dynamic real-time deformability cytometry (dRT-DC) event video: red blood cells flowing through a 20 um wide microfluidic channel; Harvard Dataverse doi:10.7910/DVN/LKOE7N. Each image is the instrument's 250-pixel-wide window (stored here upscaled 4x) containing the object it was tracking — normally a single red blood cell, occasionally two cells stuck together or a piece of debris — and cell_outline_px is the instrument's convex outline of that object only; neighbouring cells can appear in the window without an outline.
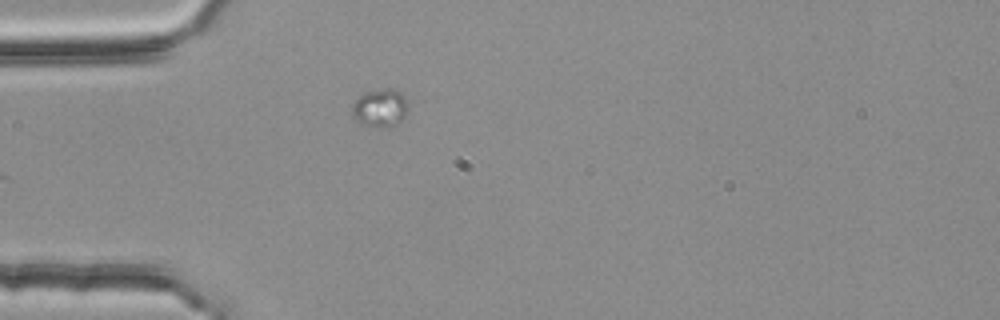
{"species": "common noctule bat (a hibernating species)", "species_latin": "Nyctalus noctula", "temperature_condition": "room temperature", "stored_images_in_passage": 10, "camera_frame_rate_fps": 3000, "um_per_image_px": 0.085, "animal": {"sex": "female", "body_mass_g": 25.1}, "frame": {"image": 1, "passage_image": 1, "time_ms": 0.0, "image_size_px": [1000, 320], "cell_outline_px": [[408, 112], [396, 124], [360, 124], [352, 116], [352, 104], [364, 92], [384, 88], [392, 88], [400, 92], [404, 96], [408, 104]], "centroid_in_image_um": [32.31, 9.1], "position_along_channel_um": 52.7, "area_um2": 12.02}}